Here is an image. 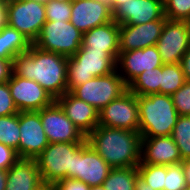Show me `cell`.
Wrapping results in <instances>:
<instances>
[{
	"label": "cell",
	"instance_id": "cell-1",
	"mask_svg": "<svg viewBox=\"0 0 190 190\" xmlns=\"http://www.w3.org/2000/svg\"><path fill=\"white\" fill-rule=\"evenodd\" d=\"M68 57L31 45L13 59V73L34 80L56 99L67 92Z\"/></svg>",
	"mask_w": 190,
	"mask_h": 190
},
{
	"label": "cell",
	"instance_id": "cell-2",
	"mask_svg": "<svg viewBox=\"0 0 190 190\" xmlns=\"http://www.w3.org/2000/svg\"><path fill=\"white\" fill-rule=\"evenodd\" d=\"M142 136L139 131L98 125L86 142L112 168L137 167L141 159Z\"/></svg>",
	"mask_w": 190,
	"mask_h": 190
},
{
	"label": "cell",
	"instance_id": "cell-3",
	"mask_svg": "<svg viewBox=\"0 0 190 190\" xmlns=\"http://www.w3.org/2000/svg\"><path fill=\"white\" fill-rule=\"evenodd\" d=\"M138 113L142 137L171 135L179 116L172 97L159 93L138 96Z\"/></svg>",
	"mask_w": 190,
	"mask_h": 190
},
{
	"label": "cell",
	"instance_id": "cell-4",
	"mask_svg": "<svg viewBox=\"0 0 190 190\" xmlns=\"http://www.w3.org/2000/svg\"><path fill=\"white\" fill-rule=\"evenodd\" d=\"M116 70V61L105 51L78 50L68 57L67 91L93 77L108 75Z\"/></svg>",
	"mask_w": 190,
	"mask_h": 190
},
{
	"label": "cell",
	"instance_id": "cell-5",
	"mask_svg": "<svg viewBox=\"0 0 190 190\" xmlns=\"http://www.w3.org/2000/svg\"><path fill=\"white\" fill-rule=\"evenodd\" d=\"M85 142H57L48 146L35 158L42 181L55 183L65 178H71L74 153Z\"/></svg>",
	"mask_w": 190,
	"mask_h": 190
},
{
	"label": "cell",
	"instance_id": "cell-6",
	"mask_svg": "<svg viewBox=\"0 0 190 190\" xmlns=\"http://www.w3.org/2000/svg\"><path fill=\"white\" fill-rule=\"evenodd\" d=\"M82 37L83 33L70 21L47 20L33 45L41 50L69 57L81 48Z\"/></svg>",
	"mask_w": 190,
	"mask_h": 190
},
{
	"label": "cell",
	"instance_id": "cell-7",
	"mask_svg": "<svg viewBox=\"0 0 190 190\" xmlns=\"http://www.w3.org/2000/svg\"><path fill=\"white\" fill-rule=\"evenodd\" d=\"M7 25L22 33L33 44L45 24V3L40 0H8Z\"/></svg>",
	"mask_w": 190,
	"mask_h": 190
},
{
	"label": "cell",
	"instance_id": "cell-8",
	"mask_svg": "<svg viewBox=\"0 0 190 190\" xmlns=\"http://www.w3.org/2000/svg\"><path fill=\"white\" fill-rule=\"evenodd\" d=\"M127 90L128 86L116 69L108 75L93 77L75 87L71 93L100 111Z\"/></svg>",
	"mask_w": 190,
	"mask_h": 190
},
{
	"label": "cell",
	"instance_id": "cell-9",
	"mask_svg": "<svg viewBox=\"0 0 190 190\" xmlns=\"http://www.w3.org/2000/svg\"><path fill=\"white\" fill-rule=\"evenodd\" d=\"M98 125L138 131V96L127 90L99 111Z\"/></svg>",
	"mask_w": 190,
	"mask_h": 190
},
{
	"label": "cell",
	"instance_id": "cell-10",
	"mask_svg": "<svg viewBox=\"0 0 190 190\" xmlns=\"http://www.w3.org/2000/svg\"><path fill=\"white\" fill-rule=\"evenodd\" d=\"M37 112L49 143L86 142V136L66 116L56 101Z\"/></svg>",
	"mask_w": 190,
	"mask_h": 190
},
{
	"label": "cell",
	"instance_id": "cell-11",
	"mask_svg": "<svg viewBox=\"0 0 190 190\" xmlns=\"http://www.w3.org/2000/svg\"><path fill=\"white\" fill-rule=\"evenodd\" d=\"M156 46L163 64L180 63L190 46V22L166 20Z\"/></svg>",
	"mask_w": 190,
	"mask_h": 190
},
{
	"label": "cell",
	"instance_id": "cell-12",
	"mask_svg": "<svg viewBox=\"0 0 190 190\" xmlns=\"http://www.w3.org/2000/svg\"><path fill=\"white\" fill-rule=\"evenodd\" d=\"M112 169L106 161L85 142L74 153L73 171L71 178L80 180L88 186L103 185Z\"/></svg>",
	"mask_w": 190,
	"mask_h": 190
},
{
	"label": "cell",
	"instance_id": "cell-13",
	"mask_svg": "<svg viewBox=\"0 0 190 190\" xmlns=\"http://www.w3.org/2000/svg\"><path fill=\"white\" fill-rule=\"evenodd\" d=\"M7 82L19 112L39 111L55 101L51 94L34 80L12 73Z\"/></svg>",
	"mask_w": 190,
	"mask_h": 190
},
{
	"label": "cell",
	"instance_id": "cell-14",
	"mask_svg": "<svg viewBox=\"0 0 190 190\" xmlns=\"http://www.w3.org/2000/svg\"><path fill=\"white\" fill-rule=\"evenodd\" d=\"M163 65L157 46L143 49L120 51L116 62V69L128 86L137 76L145 70H151Z\"/></svg>",
	"mask_w": 190,
	"mask_h": 190
},
{
	"label": "cell",
	"instance_id": "cell-15",
	"mask_svg": "<svg viewBox=\"0 0 190 190\" xmlns=\"http://www.w3.org/2000/svg\"><path fill=\"white\" fill-rule=\"evenodd\" d=\"M19 157L35 159L49 144L37 111L19 112Z\"/></svg>",
	"mask_w": 190,
	"mask_h": 190
},
{
	"label": "cell",
	"instance_id": "cell-16",
	"mask_svg": "<svg viewBox=\"0 0 190 190\" xmlns=\"http://www.w3.org/2000/svg\"><path fill=\"white\" fill-rule=\"evenodd\" d=\"M113 20L107 0H73L70 22L82 33Z\"/></svg>",
	"mask_w": 190,
	"mask_h": 190
},
{
	"label": "cell",
	"instance_id": "cell-17",
	"mask_svg": "<svg viewBox=\"0 0 190 190\" xmlns=\"http://www.w3.org/2000/svg\"><path fill=\"white\" fill-rule=\"evenodd\" d=\"M167 19L160 0H128L113 11V20L119 25H138Z\"/></svg>",
	"mask_w": 190,
	"mask_h": 190
},
{
	"label": "cell",
	"instance_id": "cell-18",
	"mask_svg": "<svg viewBox=\"0 0 190 190\" xmlns=\"http://www.w3.org/2000/svg\"><path fill=\"white\" fill-rule=\"evenodd\" d=\"M167 19L138 25H119V50L131 51L156 45Z\"/></svg>",
	"mask_w": 190,
	"mask_h": 190
},
{
	"label": "cell",
	"instance_id": "cell-19",
	"mask_svg": "<svg viewBox=\"0 0 190 190\" xmlns=\"http://www.w3.org/2000/svg\"><path fill=\"white\" fill-rule=\"evenodd\" d=\"M183 160L171 135L142 137L140 164L175 165Z\"/></svg>",
	"mask_w": 190,
	"mask_h": 190
},
{
	"label": "cell",
	"instance_id": "cell-20",
	"mask_svg": "<svg viewBox=\"0 0 190 190\" xmlns=\"http://www.w3.org/2000/svg\"><path fill=\"white\" fill-rule=\"evenodd\" d=\"M55 101L85 136L98 126L99 111L74 96L71 92L67 91L63 96L56 98Z\"/></svg>",
	"mask_w": 190,
	"mask_h": 190
},
{
	"label": "cell",
	"instance_id": "cell-21",
	"mask_svg": "<svg viewBox=\"0 0 190 190\" xmlns=\"http://www.w3.org/2000/svg\"><path fill=\"white\" fill-rule=\"evenodd\" d=\"M79 50L107 52L116 62L119 57V24L114 20L83 33Z\"/></svg>",
	"mask_w": 190,
	"mask_h": 190
},
{
	"label": "cell",
	"instance_id": "cell-22",
	"mask_svg": "<svg viewBox=\"0 0 190 190\" xmlns=\"http://www.w3.org/2000/svg\"><path fill=\"white\" fill-rule=\"evenodd\" d=\"M41 182L36 160L20 158L7 170L5 190H33Z\"/></svg>",
	"mask_w": 190,
	"mask_h": 190
},
{
	"label": "cell",
	"instance_id": "cell-23",
	"mask_svg": "<svg viewBox=\"0 0 190 190\" xmlns=\"http://www.w3.org/2000/svg\"><path fill=\"white\" fill-rule=\"evenodd\" d=\"M31 45L27 37L9 25L0 31V59L13 60L17 54L27 52Z\"/></svg>",
	"mask_w": 190,
	"mask_h": 190
},
{
	"label": "cell",
	"instance_id": "cell-24",
	"mask_svg": "<svg viewBox=\"0 0 190 190\" xmlns=\"http://www.w3.org/2000/svg\"><path fill=\"white\" fill-rule=\"evenodd\" d=\"M160 79L161 67L145 70L128 85V90L136 96L160 94Z\"/></svg>",
	"mask_w": 190,
	"mask_h": 190
},
{
	"label": "cell",
	"instance_id": "cell-25",
	"mask_svg": "<svg viewBox=\"0 0 190 190\" xmlns=\"http://www.w3.org/2000/svg\"><path fill=\"white\" fill-rule=\"evenodd\" d=\"M137 167L112 168L104 180L105 190H135Z\"/></svg>",
	"mask_w": 190,
	"mask_h": 190
},
{
	"label": "cell",
	"instance_id": "cell-26",
	"mask_svg": "<svg viewBox=\"0 0 190 190\" xmlns=\"http://www.w3.org/2000/svg\"><path fill=\"white\" fill-rule=\"evenodd\" d=\"M185 81L180 63L161 66L160 94L171 96L183 86Z\"/></svg>",
	"mask_w": 190,
	"mask_h": 190
},
{
	"label": "cell",
	"instance_id": "cell-27",
	"mask_svg": "<svg viewBox=\"0 0 190 190\" xmlns=\"http://www.w3.org/2000/svg\"><path fill=\"white\" fill-rule=\"evenodd\" d=\"M19 113L0 116V143L17 151L19 156Z\"/></svg>",
	"mask_w": 190,
	"mask_h": 190
},
{
	"label": "cell",
	"instance_id": "cell-28",
	"mask_svg": "<svg viewBox=\"0 0 190 190\" xmlns=\"http://www.w3.org/2000/svg\"><path fill=\"white\" fill-rule=\"evenodd\" d=\"M171 137L176 143L182 160L190 159V115H179Z\"/></svg>",
	"mask_w": 190,
	"mask_h": 190
},
{
	"label": "cell",
	"instance_id": "cell-29",
	"mask_svg": "<svg viewBox=\"0 0 190 190\" xmlns=\"http://www.w3.org/2000/svg\"><path fill=\"white\" fill-rule=\"evenodd\" d=\"M137 170L138 174L152 189L164 190L166 177L165 165L139 164Z\"/></svg>",
	"mask_w": 190,
	"mask_h": 190
},
{
	"label": "cell",
	"instance_id": "cell-30",
	"mask_svg": "<svg viewBox=\"0 0 190 190\" xmlns=\"http://www.w3.org/2000/svg\"><path fill=\"white\" fill-rule=\"evenodd\" d=\"M164 14L167 20L190 22V0H169Z\"/></svg>",
	"mask_w": 190,
	"mask_h": 190
},
{
	"label": "cell",
	"instance_id": "cell-31",
	"mask_svg": "<svg viewBox=\"0 0 190 190\" xmlns=\"http://www.w3.org/2000/svg\"><path fill=\"white\" fill-rule=\"evenodd\" d=\"M186 186L183 164L166 166L164 190H185Z\"/></svg>",
	"mask_w": 190,
	"mask_h": 190
},
{
	"label": "cell",
	"instance_id": "cell-32",
	"mask_svg": "<svg viewBox=\"0 0 190 190\" xmlns=\"http://www.w3.org/2000/svg\"><path fill=\"white\" fill-rule=\"evenodd\" d=\"M45 14L49 21H70L71 2L49 0L45 3Z\"/></svg>",
	"mask_w": 190,
	"mask_h": 190
},
{
	"label": "cell",
	"instance_id": "cell-33",
	"mask_svg": "<svg viewBox=\"0 0 190 190\" xmlns=\"http://www.w3.org/2000/svg\"><path fill=\"white\" fill-rule=\"evenodd\" d=\"M171 97L179 115H190V81H185Z\"/></svg>",
	"mask_w": 190,
	"mask_h": 190
},
{
	"label": "cell",
	"instance_id": "cell-34",
	"mask_svg": "<svg viewBox=\"0 0 190 190\" xmlns=\"http://www.w3.org/2000/svg\"><path fill=\"white\" fill-rule=\"evenodd\" d=\"M19 113L10 94L8 82L0 83V116Z\"/></svg>",
	"mask_w": 190,
	"mask_h": 190
},
{
	"label": "cell",
	"instance_id": "cell-35",
	"mask_svg": "<svg viewBox=\"0 0 190 190\" xmlns=\"http://www.w3.org/2000/svg\"><path fill=\"white\" fill-rule=\"evenodd\" d=\"M19 159L20 157L16 150L0 143V169L8 170Z\"/></svg>",
	"mask_w": 190,
	"mask_h": 190
},
{
	"label": "cell",
	"instance_id": "cell-36",
	"mask_svg": "<svg viewBox=\"0 0 190 190\" xmlns=\"http://www.w3.org/2000/svg\"><path fill=\"white\" fill-rule=\"evenodd\" d=\"M55 190H90L84 182L72 178H65L54 183Z\"/></svg>",
	"mask_w": 190,
	"mask_h": 190
},
{
	"label": "cell",
	"instance_id": "cell-37",
	"mask_svg": "<svg viewBox=\"0 0 190 190\" xmlns=\"http://www.w3.org/2000/svg\"><path fill=\"white\" fill-rule=\"evenodd\" d=\"M13 73V60L0 59V83L7 82Z\"/></svg>",
	"mask_w": 190,
	"mask_h": 190
},
{
	"label": "cell",
	"instance_id": "cell-38",
	"mask_svg": "<svg viewBox=\"0 0 190 190\" xmlns=\"http://www.w3.org/2000/svg\"><path fill=\"white\" fill-rule=\"evenodd\" d=\"M180 65L186 81H190V46L181 58Z\"/></svg>",
	"mask_w": 190,
	"mask_h": 190
},
{
	"label": "cell",
	"instance_id": "cell-39",
	"mask_svg": "<svg viewBox=\"0 0 190 190\" xmlns=\"http://www.w3.org/2000/svg\"><path fill=\"white\" fill-rule=\"evenodd\" d=\"M7 25L6 1L0 0V31Z\"/></svg>",
	"mask_w": 190,
	"mask_h": 190
},
{
	"label": "cell",
	"instance_id": "cell-40",
	"mask_svg": "<svg viewBox=\"0 0 190 190\" xmlns=\"http://www.w3.org/2000/svg\"><path fill=\"white\" fill-rule=\"evenodd\" d=\"M135 190H154L149 184L138 174L135 180Z\"/></svg>",
	"mask_w": 190,
	"mask_h": 190
},
{
	"label": "cell",
	"instance_id": "cell-41",
	"mask_svg": "<svg viewBox=\"0 0 190 190\" xmlns=\"http://www.w3.org/2000/svg\"><path fill=\"white\" fill-rule=\"evenodd\" d=\"M183 164V170H184V175L186 179V184L190 186V159L183 160L181 162Z\"/></svg>",
	"mask_w": 190,
	"mask_h": 190
},
{
	"label": "cell",
	"instance_id": "cell-42",
	"mask_svg": "<svg viewBox=\"0 0 190 190\" xmlns=\"http://www.w3.org/2000/svg\"><path fill=\"white\" fill-rule=\"evenodd\" d=\"M33 190H55L54 183L42 181Z\"/></svg>",
	"mask_w": 190,
	"mask_h": 190
},
{
	"label": "cell",
	"instance_id": "cell-43",
	"mask_svg": "<svg viewBox=\"0 0 190 190\" xmlns=\"http://www.w3.org/2000/svg\"><path fill=\"white\" fill-rule=\"evenodd\" d=\"M7 170L0 169V190L6 189Z\"/></svg>",
	"mask_w": 190,
	"mask_h": 190
},
{
	"label": "cell",
	"instance_id": "cell-44",
	"mask_svg": "<svg viewBox=\"0 0 190 190\" xmlns=\"http://www.w3.org/2000/svg\"><path fill=\"white\" fill-rule=\"evenodd\" d=\"M110 3L112 11H114L119 5L123 4L128 0H107Z\"/></svg>",
	"mask_w": 190,
	"mask_h": 190
},
{
	"label": "cell",
	"instance_id": "cell-45",
	"mask_svg": "<svg viewBox=\"0 0 190 190\" xmlns=\"http://www.w3.org/2000/svg\"><path fill=\"white\" fill-rule=\"evenodd\" d=\"M90 190H105L103 185L91 186Z\"/></svg>",
	"mask_w": 190,
	"mask_h": 190
},
{
	"label": "cell",
	"instance_id": "cell-46",
	"mask_svg": "<svg viewBox=\"0 0 190 190\" xmlns=\"http://www.w3.org/2000/svg\"><path fill=\"white\" fill-rule=\"evenodd\" d=\"M54 1H58V2H72L73 0H54Z\"/></svg>",
	"mask_w": 190,
	"mask_h": 190
},
{
	"label": "cell",
	"instance_id": "cell-47",
	"mask_svg": "<svg viewBox=\"0 0 190 190\" xmlns=\"http://www.w3.org/2000/svg\"><path fill=\"white\" fill-rule=\"evenodd\" d=\"M169 0H160V2L165 5Z\"/></svg>",
	"mask_w": 190,
	"mask_h": 190
},
{
	"label": "cell",
	"instance_id": "cell-48",
	"mask_svg": "<svg viewBox=\"0 0 190 190\" xmlns=\"http://www.w3.org/2000/svg\"><path fill=\"white\" fill-rule=\"evenodd\" d=\"M185 190H190V186L187 185V186L185 187Z\"/></svg>",
	"mask_w": 190,
	"mask_h": 190
},
{
	"label": "cell",
	"instance_id": "cell-49",
	"mask_svg": "<svg viewBox=\"0 0 190 190\" xmlns=\"http://www.w3.org/2000/svg\"><path fill=\"white\" fill-rule=\"evenodd\" d=\"M41 2H43V3H46V2H48L49 0H40Z\"/></svg>",
	"mask_w": 190,
	"mask_h": 190
}]
</instances>
